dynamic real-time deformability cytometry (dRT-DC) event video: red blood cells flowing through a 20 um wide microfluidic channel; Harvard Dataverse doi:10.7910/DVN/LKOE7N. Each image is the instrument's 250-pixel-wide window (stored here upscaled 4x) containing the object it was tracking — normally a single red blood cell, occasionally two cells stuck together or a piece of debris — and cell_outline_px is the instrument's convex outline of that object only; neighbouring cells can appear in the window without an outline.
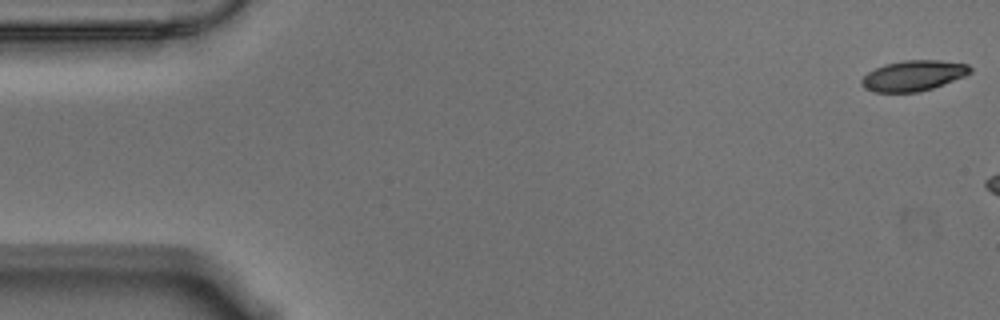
{"species": "Egyptian fruit bat (a non-hibernating species)", "species_latin": "Rousettus aegyptiacus", "temperature_condition": "warm", "stored_images_in_passage": 13, "camera_frame_rate_fps": 3000, "um_per_image_px": 0.085, "animal": {"sex": "male"}, "frame": {"image": 1, "passage_image": 1, "time_ms": 0.0, "image_size_px": [1000, 320], "cell_outline_px": [[972, 72], [964, 76], [944, 84], [932, 88], [916, 92], [872, 92], [864, 88], [860, 84], [860, 80], [868, 72], [884, 64], [904, 60], [940, 60], [968, 64], [972, 68]], "centroid_in_image_um": [77.62, 6.43], "position_along_channel_um": 7.4, "area_um2": 19.36}}